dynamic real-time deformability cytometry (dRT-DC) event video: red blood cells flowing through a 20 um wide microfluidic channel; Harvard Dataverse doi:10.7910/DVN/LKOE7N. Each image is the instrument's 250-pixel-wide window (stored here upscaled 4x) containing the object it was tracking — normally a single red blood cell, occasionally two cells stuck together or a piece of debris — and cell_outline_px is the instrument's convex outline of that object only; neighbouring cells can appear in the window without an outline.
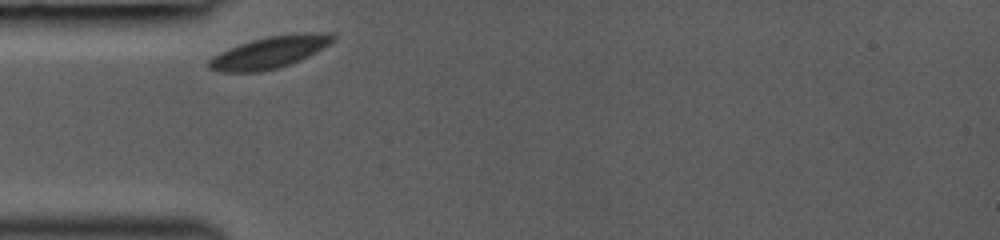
{"species": "common noctule bat (a hibernating species)", "species_latin": "Nyctalus noctula", "temperature_condition": "room temperature", "stored_images_in_passage": 22, "camera_frame_rate_fps": 3000, "um_per_image_px": 0.085, "animal": {"sex": "female", "body_mass_g": 19.0, "forearm_length_mm": 53.3}, "frame": {"image": 1, "passage_image": 1, "time_ms": 0.0, "image_size_px": [1000, 240], "cell_outline_px": [[336, 36], [328, 44], [316, 52], [300, 60], [280, 68], [260, 72], [216, 72], [208, 68], [208, 60], [220, 52], [240, 44], [252, 40], [268, 36], [304, 32], [332, 32]], "centroid_in_image_um": [22.92, 4.45], "position_along_channel_um": 62.1, "area_um2": 23.12}}
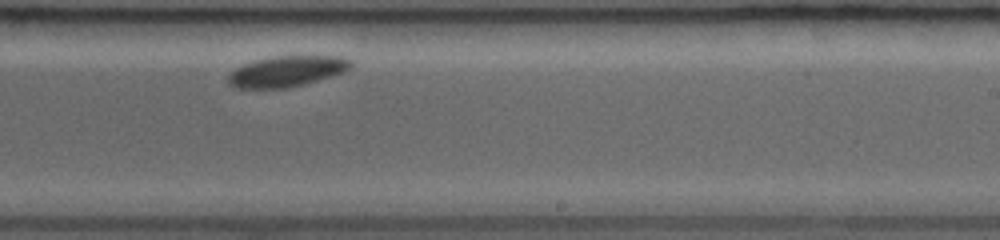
{"frame": {"image": 2, "passage_image": 14, "time_ms": 5.333, "image_size_px": [1000, 240], "cell_outline_px": [[352, 68], [344, 72], [288, 88], [236, 88], [228, 84], [228, 76], [236, 68], [244, 64], [256, 60], [272, 56], [340, 56], [352, 60]], "centroid_in_image_um": [24.39, 6.05], "position_along_channel_um": 264.6, "area_um2": 21.85}}
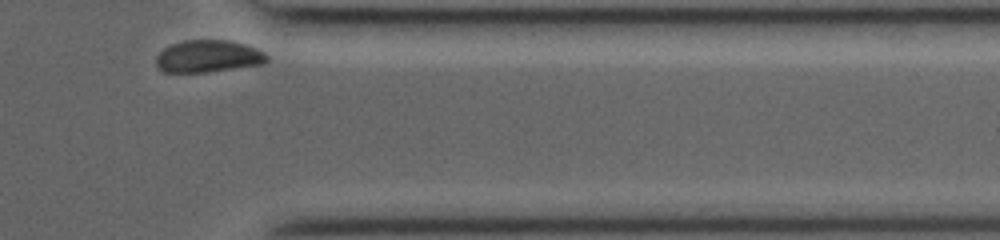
{"frame": {"image": 3, "passage_image": 22, "time_ms": 8.667, "image_size_px": [1000, 240], "cell_outline_px": [[268, 60], [264, 64], [208, 72], [164, 72], [156, 64], [156, 56], [164, 48], [172, 44], [184, 40], [224, 40], [244, 44], [256, 48], [264, 52], [268, 56]], "centroid_in_image_um": [17.71, 4.79], "position_along_channel_um": 393.7, "area_um2": 20.75}}